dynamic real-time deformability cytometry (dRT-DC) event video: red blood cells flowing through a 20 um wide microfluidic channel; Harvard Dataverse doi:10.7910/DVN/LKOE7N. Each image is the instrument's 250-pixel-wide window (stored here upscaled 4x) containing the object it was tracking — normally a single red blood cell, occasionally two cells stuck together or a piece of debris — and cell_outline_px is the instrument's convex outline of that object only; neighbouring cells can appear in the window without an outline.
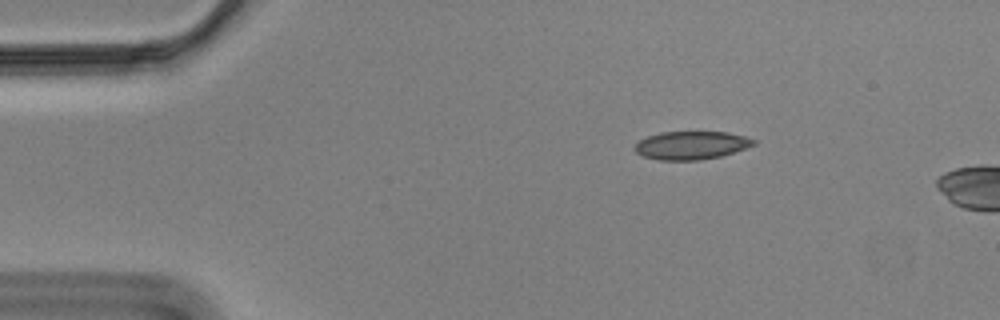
{"species": "Egyptian fruit bat (a non-hibernating species)", "species_latin": "Rousettus aegyptiacus", "temperature_condition": "cold", "stored_images_in_passage": 5, "camera_frame_rate_fps": 3000, "um_per_image_px": 0.085, "animal": {"sex": "male"}, "frame": {"image": 1, "passage_image": 1, "time_ms": 0.0, "image_size_px": [1000, 320], "cell_outline_px": [[756, 144], [720, 156], [700, 160], [660, 160], [644, 156], [636, 152], [632, 148], [640, 140], [648, 136], [660, 132], [728, 132], [744, 136], [756, 140]], "centroid_in_image_um": [58.74, 12.34], "position_along_channel_um": 26.3, "area_um2": 19.36}}